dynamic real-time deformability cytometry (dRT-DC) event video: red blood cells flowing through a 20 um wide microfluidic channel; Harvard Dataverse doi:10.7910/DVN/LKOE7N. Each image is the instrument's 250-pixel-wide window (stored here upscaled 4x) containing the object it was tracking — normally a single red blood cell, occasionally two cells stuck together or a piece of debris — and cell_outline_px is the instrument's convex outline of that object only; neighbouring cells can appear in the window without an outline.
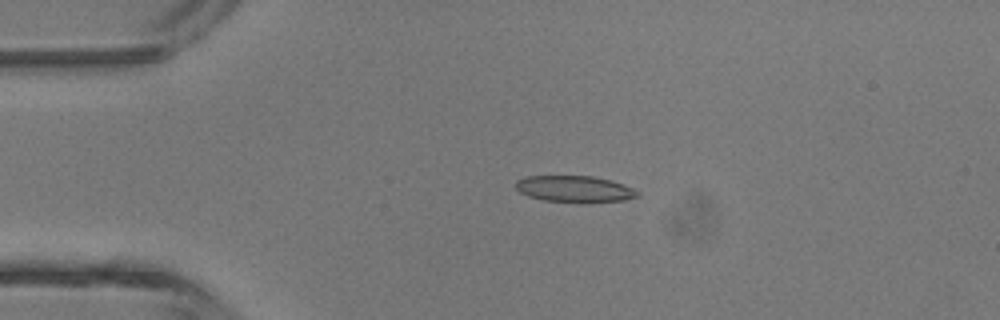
{"species": "common noctule bat (a hibernating species)", "species_latin": "Nyctalus noctula", "temperature_condition": "room temperature", "stored_images_in_passage": 4, "camera_frame_rate_fps": 3000, "um_per_image_px": 0.085, "animal": {"sex": "male", "body_mass_g": 13.3}, "frame": {"image": 1, "passage_image": 3, "time_ms": 2.333, "image_size_px": [1000, 320], "cell_outline_px": [[640, 196], [624, 200], [544, 200], [528, 196], [520, 192], [516, 188], [516, 180], [528, 176], [592, 176], [624, 184], [640, 192]], "centroid_in_image_um": [48.82, 16.02], "position_along_channel_um": 36.2, "area_um2": 17.92}}